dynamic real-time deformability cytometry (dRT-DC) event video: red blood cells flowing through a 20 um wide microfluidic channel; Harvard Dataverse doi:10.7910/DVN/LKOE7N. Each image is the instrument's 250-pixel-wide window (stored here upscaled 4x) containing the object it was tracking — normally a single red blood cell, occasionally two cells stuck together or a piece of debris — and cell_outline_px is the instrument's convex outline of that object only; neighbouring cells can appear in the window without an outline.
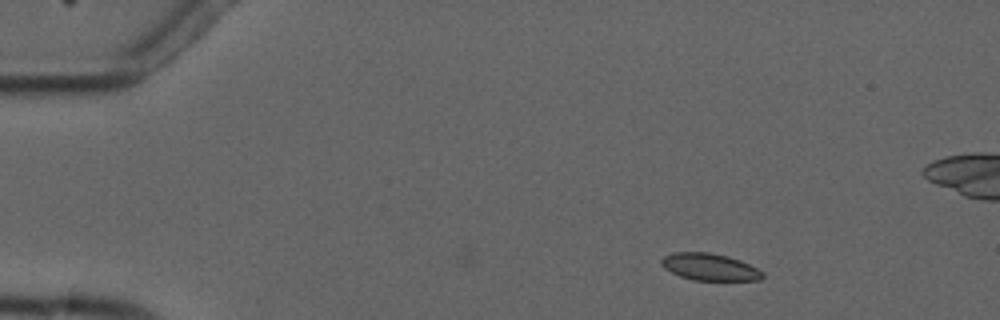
{"species": "common noctule bat (a hibernating species)", "species_latin": "Nyctalus noctula", "temperature_condition": "cold", "stored_images_in_passage": 2, "camera_frame_rate_fps": 3000, "um_per_image_px": 0.085, "animal": {"sex": "male", "forearm_length_mm": 52.5}, "frame": {"image": 1, "passage_image": 2, "time_ms": 1.333, "image_size_px": [1000, 320], "cell_outline_px": [[764, 276], [760, 280], [692, 280], [680, 276], [664, 268], [660, 264], [660, 260], [664, 256], [672, 252], [708, 252], [728, 256], [740, 260], [764, 272]], "centroid_in_image_um": [60.3, 22.68], "position_along_channel_um": 24.7, "area_um2": 15.95}}